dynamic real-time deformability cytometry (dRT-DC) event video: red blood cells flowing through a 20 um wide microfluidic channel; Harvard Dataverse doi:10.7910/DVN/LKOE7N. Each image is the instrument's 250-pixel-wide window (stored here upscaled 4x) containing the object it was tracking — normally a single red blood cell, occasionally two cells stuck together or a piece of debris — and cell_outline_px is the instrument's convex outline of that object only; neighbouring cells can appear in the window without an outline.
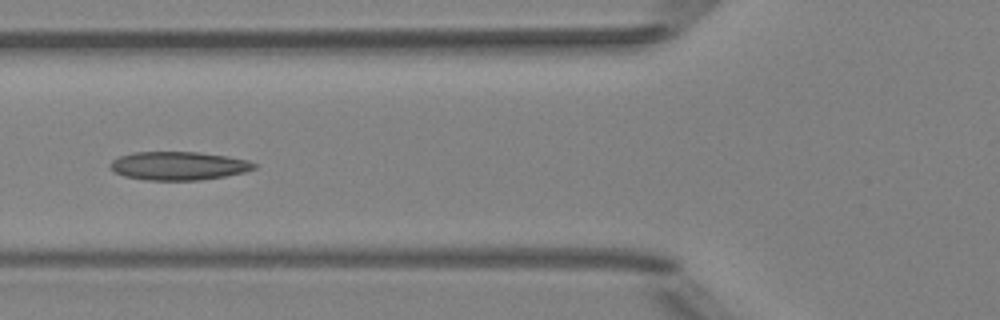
{"species": "Egyptian fruit bat (a non-hibernating species)", "species_latin": "Rousettus aegyptiacus", "temperature_condition": "room temperature", "stored_images_in_passage": 4, "camera_frame_rate_fps": 3000, "um_per_image_px": 0.085, "animal": {"sex": "female"}, "frame": {"image": 1, "passage_image": 4, "time_ms": 1.0, "image_size_px": [1000, 320], "cell_outline_px": [[256, 168], [244, 172], [224, 176], [200, 180], [144, 180], [124, 176], [116, 172], [108, 164], [112, 160], [120, 156], [132, 152], [200, 152], [228, 156], [248, 160], [256, 164]], "centroid_in_image_um": [15.18, 14.09], "position_along_channel_um": 110.6, "area_um2": 23.87}}